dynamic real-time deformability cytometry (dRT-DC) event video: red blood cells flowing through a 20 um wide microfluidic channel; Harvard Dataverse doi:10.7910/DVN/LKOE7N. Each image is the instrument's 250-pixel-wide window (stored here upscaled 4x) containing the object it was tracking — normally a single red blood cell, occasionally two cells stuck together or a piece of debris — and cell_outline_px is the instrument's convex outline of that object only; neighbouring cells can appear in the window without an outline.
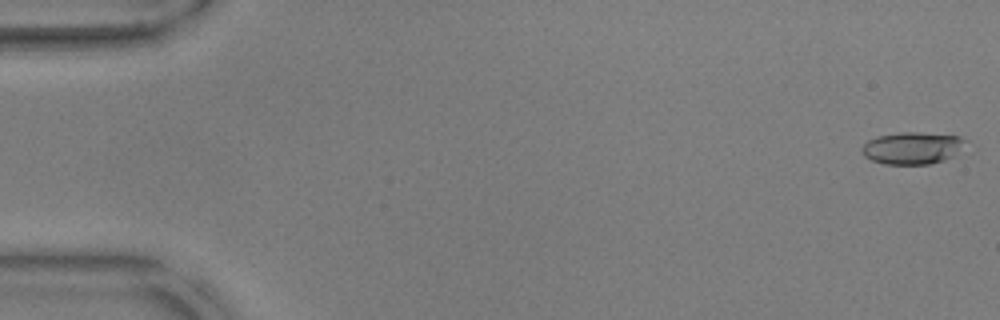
{"species": "common noctule bat (a hibernating species)", "species_latin": "Nyctalus noctula", "temperature_condition": "warm", "stored_images_in_passage": 21, "camera_frame_rate_fps": 3000, "um_per_image_px": 0.085, "animal": {"sex": "male", "body_mass_g": 17.9, "forearm_length_mm": 54.2}, "frame": {"image": 1, "passage_image": 1, "time_ms": 0.0, "image_size_px": [1000, 320], "cell_outline_px": [[968, 140], [952, 156], [944, 160], [932, 164], [884, 164], [872, 160], [864, 156], [860, 152], [860, 148], [868, 140], [880, 136], [900, 132], [920, 132], [960, 136]], "centroid_in_image_um": [77.52, 12.58], "position_along_channel_um": 7.5, "area_um2": 19.36}}
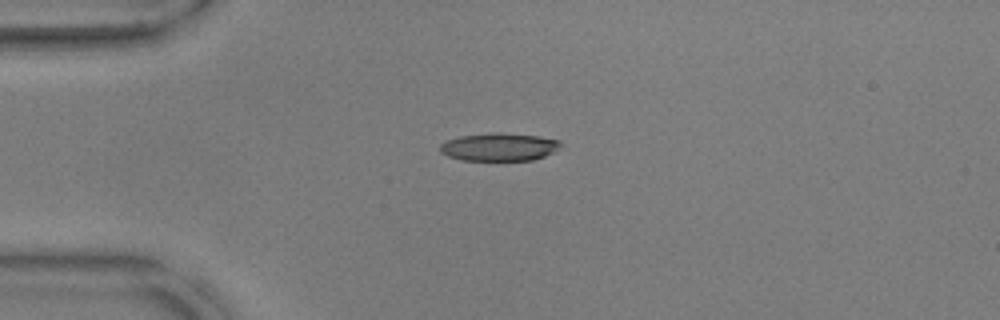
{"frame": {"image": 2, "passage_image": 14, "time_ms": 4.333, "image_size_px": [1000, 320], "cell_outline_px": [[564, 144], [552, 152], [544, 156], [532, 160], [460, 160], [448, 156], [440, 152], [440, 144], [448, 140], [460, 136], [492, 132], [500, 132], [540, 136], [560, 140]], "centroid_in_image_um": [42.44, 12.48], "position_along_channel_um": 42.6, "area_um2": 19.71}}